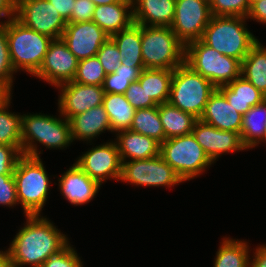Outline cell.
Here are the masks:
<instances>
[{"label": "cell", "instance_id": "48", "mask_svg": "<svg viewBox=\"0 0 266 267\" xmlns=\"http://www.w3.org/2000/svg\"><path fill=\"white\" fill-rule=\"evenodd\" d=\"M0 267H14L8 249L5 251L0 250Z\"/></svg>", "mask_w": 266, "mask_h": 267}, {"label": "cell", "instance_id": "5", "mask_svg": "<svg viewBox=\"0 0 266 267\" xmlns=\"http://www.w3.org/2000/svg\"><path fill=\"white\" fill-rule=\"evenodd\" d=\"M17 200L26 215H41L51 181L41 158L22 155L13 171Z\"/></svg>", "mask_w": 266, "mask_h": 267}, {"label": "cell", "instance_id": "26", "mask_svg": "<svg viewBox=\"0 0 266 267\" xmlns=\"http://www.w3.org/2000/svg\"><path fill=\"white\" fill-rule=\"evenodd\" d=\"M158 114L165 132V140L192 133L197 118L176 108L169 102L158 105Z\"/></svg>", "mask_w": 266, "mask_h": 267}, {"label": "cell", "instance_id": "2", "mask_svg": "<svg viewBox=\"0 0 266 267\" xmlns=\"http://www.w3.org/2000/svg\"><path fill=\"white\" fill-rule=\"evenodd\" d=\"M22 155L40 158L37 143L47 149H65L71 145L72 137L69 120L60 112L57 116L43 113L22 115ZM40 153V154H39Z\"/></svg>", "mask_w": 266, "mask_h": 267}, {"label": "cell", "instance_id": "18", "mask_svg": "<svg viewBox=\"0 0 266 267\" xmlns=\"http://www.w3.org/2000/svg\"><path fill=\"white\" fill-rule=\"evenodd\" d=\"M60 193L74 206L83 205L95 198L101 185L91 179L75 163L58 179Z\"/></svg>", "mask_w": 266, "mask_h": 267}, {"label": "cell", "instance_id": "35", "mask_svg": "<svg viewBox=\"0 0 266 267\" xmlns=\"http://www.w3.org/2000/svg\"><path fill=\"white\" fill-rule=\"evenodd\" d=\"M106 73L97 56L89 57L78 62L77 71L73 79L76 83L102 86Z\"/></svg>", "mask_w": 266, "mask_h": 267}, {"label": "cell", "instance_id": "28", "mask_svg": "<svg viewBox=\"0 0 266 267\" xmlns=\"http://www.w3.org/2000/svg\"><path fill=\"white\" fill-rule=\"evenodd\" d=\"M174 70L144 69L138 78L141 88L157 104L168 102Z\"/></svg>", "mask_w": 266, "mask_h": 267}, {"label": "cell", "instance_id": "52", "mask_svg": "<svg viewBox=\"0 0 266 267\" xmlns=\"http://www.w3.org/2000/svg\"><path fill=\"white\" fill-rule=\"evenodd\" d=\"M260 1H262V0H248L249 5H250V8H251L255 3L260 2Z\"/></svg>", "mask_w": 266, "mask_h": 267}, {"label": "cell", "instance_id": "12", "mask_svg": "<svg viewBox=\"0 0 266 267\" xmlns=\"http://www.w3.org/2000/svg\"><path fill=\"white\" fill-rule=\"evenodd\" d=\"M212 14L207 0H176L174 20L170 26L184 44L202 39Z\"/></svg>", "mask_w": 266, "mask_h": 267}, {"label": "cell", "instance_id": "20", "mask_svg": "<svg viewBox=\"0 0 266 267\" xmlns=\"http://www.w3.org/2000/svg\"><path fill=\"white\" fill-rule=\"evenodd\" d=\"M72 141H86L92 144V140L105 131L111 132L108 114L103 105L88 109L69 119Z\"/></svg>", "mask_w": 266, "mask_h": 267}, {"label": "cell", "instance_id": "46", "mask_svg": "<svg viewBox=\"0 0 266 267\" xmlns=\"http://www.w3.org/2000/svg\"><path fill=\"white\" fill-rule=\"evenodd\" d=\"M16 16V0H0V18L8 21Z\"/></svg>", "mask_w": 266, "mask_h": 267}, {"label": "cell", "instance_id": "24", "mask_svg": "<svg viewBox=\"0 0 266 267\" xmlns=\"http://www.w3.org/2000/svg\"><path fill=\"white\" fill-rule=\"evenodd\" d=\"M217 89L225 96L229 105L233 106L241 115L266 99L265 95L242 76Z\"/></svg>", "mask_w": 266, "mask_h": 267}, {"label": "cell", "instance_id": "32", "mask_svg": "<svg viewBox=\"0 0 266 267\" xmlns=\"http://www.w3.org/2000/svg\"><path fill=\"white\" fill-rule=\"evenodd\" d=\"M11 97L0 106V144L22 149V115L9 112Z\"/></svg>", "mask_w": 266, "mask_h": 267}, {"label": "cell", "instance_id": "22", "mask_svg": "<svg viewBox=\"0 0 266 267\" xmlns=\"http://www.w3.org/2000/svg\"><path fill=\"white\" fill-rule=\"evenodd\" d=\"M115 135L121 162L149 159L160 155V143L153 138L129 129L118 131Z\"/></svg>", "mask_w": 266, "mask_h": 267}, {"label": "cell", "instance_id": "38", "mask_svg": "<svg viewBox=\"0 0 266 267\" xmlns=\"http://www.w3.org/2000/svg\"><path fill=\"white\" fill-rule=\"evenodd\" d=\"M96 56L101 62L106 75L114 73L121 64V54L117 45L111 38L107 39L102 44Z\"/></svg>", "mask_w": 266, "mask_h": 267}, {"label": "cell", "instance_id": "3", "mask_svg": "<svg viewBox=\"0 0 266 267\" xmlns=\"http://www.w3.org/2000/svg\"><path fill=\"white\" fill-rule=\"evenodd\" d=\"M246 20L241 16L212 15L201 40L220 54L242 62L259 41L246 27Z\"/></svg>", "mask_w": 266, "mask_h": 267}, {"label": "cell", "instance_id": "15", "mask_svg": "<svg viewBox=\"0 0 266 267\" xmlns=\"http://www.w3.org/2000/svg\"><path fill=\"white\" fill-rule=\"evenodd\" d=\"M70 52L80 61L96 56L110 38L94 21L67 23L61 36Z\"/></svg>", "mask_w": 266, "mask_h": 267}, {"label": "cell", "instance_id": "8", "mask_svg": "<svg viewBox=\"0 0 266 267\" xmlns=\"http://www.w3.org/2000/svg\"><path fill=\"white\" fill-rule=\"evenodd\" d=\"M217 88L185 63L174 69L168 102L200 119L210 95Z\"/></svg>", "mask_w": 266, "mask_h": 267}, {"label": "cell", "instance_id": "23", "mask_svg": "<svg viewBox=\"0 0 266 267\" xmlns=\"http://www.w3.org/2000/svg\"><path fill=\"white\" fill-rule=\"evenodd\" d=\"M92 21L109 36L118 33L133 23L132 1L95 6Z\"/></svg>", "mask_w": 266, "mask_h": 267}, {"label": "cell", "instance_id": "36", "mask_svg": "<svg viewBox=\"0 0 266 267\" xmlns=\"http://www.w3.org/2000/svg\"><path fill=\"white\" fill-rule=\"evenodd\" d=\"M15 70L12 66L8 40L6 33V21H0V85L6 88L10 93L12 92L13 86V75Z\"/></svg>", "mask_w": 266, "mask_h": 267}, {"label": "cell", "instance_id": "50", "mask_svg": "<svg viewBox=\"0 0 266 267\" xmlns=\"http://www.w3.org/2000/svg\"><path fill=\"white\" fill-rule=\"evenodd\" d=\"M96 6L98 5H106L113 4L120 1H130V0H91Z\"/></svg>", "mask_w": 266, "mask_h": 267}, {"label": "cell", "instance_id": "21", "mask_svg": "<svg viewBox=\"0 0 266 267\" xmlns=\"http://www.w3.org/2000/svg\"><path fill=\"white\" fill-rule=\"evenodd\" d=\"M176 0H133V23L143 26L170 27Z\"/></svg>", "mask_w": 266, "mask_h": 267}, {"label": "cell", "instance_id": "41", "mask_svg": "<svg viewBox=\"0 0 266 267\" xmlns=\"http://www.w3.org/2000/svg\"><path fill=\"white\" fill-rule=\"evenodd\" d=\"M18 205L16 185L13 174H0V205Z\"/></svg>", "mask_w": 266, "mask_h": 267}, {"label": "cell", "instance_id": "49", "mask_svg": "<svg viewBox=\"0 0 266 267\" xmlns=\"http://www.w3.org/2000/svg\"><path fill=\"white\" fill-rule=\"evenodd\" d=\"M11 96L12 93L0 85V106L3 105Z\"/></svg>", "mask_w": 266, "mask_h": 267}, {"label": "cell", "instance_id": "27", "mask_svg": "<svg viewBox=\"0 0 266 267\" xmlns=\"http://www.w3.org/2000/svg\"><path fill=\"white\" fill-rule=\"evenodd\" d=\"M241 76L266 96V47L260 41L241 62Z\"/></svg>", "mask_w": 266, "mask_h": 267}, {"label": "cell", "instance_id": "7", "mask_svg": "<svg viewBox=\"0 0 266 267\" xmlns=\"http://www.w3.org/2000/svg\"><path fill=\"white\" fill-rule=\"evenodd\" d=\"M185 64L216 88L241 76V62L238 59L220 54L201 39L185 45Z\"/></svg>", "mask_w": 266, "mask_h": 267}, {"label": "cell", "instance_id": "6", "mask_svg": "<svg viewBox=\"0 0 266 267\" xmlns=\"http://www.w3.org/2000/svg\"><path fill=\"white\" fill-rule=\"evenodd\" d=\"M141 46L146 69L174 70L185 63V45L171 27L141 25Z\"/></svg>", "mask_w": 266, "mask_h": 267}, {"label": "cell", "instance_id": "30", "mask_svg": "<svg viewBox=\"0 0 266 267\" xmlns=\"http://www.w3.org/2000/svg\"><path fill=\"white\" fill-rule=\"evenodd\" d=\"M266 121V99L251 107L242 119L240 136L247 149H253L264 137Z\"/></svg>", "mask_w": 266, "mask_h": 267}, {"label": "cell", "instance_id": "19", "mask_svg": "<svg viewBox=\"0 0 266 267\" xmlns=\"http://www.w3.org/2000/svg\"><path fill=\"white\" fill-rule=\"evenodd\" d=\"M243 115L229 105L225 96L216 89L209 97L200 120L213 127L240 134Z\"/></svg>", "mask_w": 266, "mask_h": 267}, {"label": "cell", "instance_id": "9", "mask_svg": "<svg viewBox=\"0 0 266 267\" xmlns=\"http://www.w3.org/2000/svg\"><path fill=\"white\" fill-rule=\"evenodd\" d=\"M160 156L183 182L200 176L213 163L192 133L166 139L160 144Z\"/></svg>", "mask_w": 266, "mask_h": 267}, {"label": "cell", "instance_id": "25", "mask_svg": "<svg viewBox=\"0 0 266 267\" xmlns=\"http://www.w3.org/2000/svg\"><path fill=\"white\" fill-rule=\"evenodd\" d=\"M110 38L119 49L122 65L145 68L142 60L141 25L132 23L128 28L111 35Z\"/></svg>", "mask_w": 266, "mask_h": 267}, {"label": "cell", "instance_id": "37", "mask_svg": "<svg viewBox=\"0 0 266 267\" xmlns=\"http://www.w3.org/2000/svg\"><path fill=\"white\" fill-rule=\"evenodd\" d=\"M213 16H241L247 18L250 5L248 0H210Z\"/></svg>", "mask_w": 266, "mask_h": 267}, {"label": "cell", "instance_id": "16", "mask_svg": "<svg viewBox=\"0 0 266 267\" xmlns=\"http://www.w3.org/2000/svg\"><path fill=\"white\" fill-rule=\"evenodd\" d=\"M58 88L60 89L58 112L67 120L103 103L105 93L102 86L71 81Z\"/></svg>", "mask_w": 266, "mask_h": 267}, {"label": "cell", "instance_id": "40", "mask_svg": "<svg viewBox=\"0 0 266 267\" xmlns=\"http://www.w3.org/2000/svg\"><path fill=\"white\" fill-rule=\"evenodd\" d=\"M124 96L136 110L158 106L141 88L138 80L130 84Z\"/></svg>", "mask_w": 266, "mask_h": 267}, {"label": "cell", "instance_id": "17", "mask_svg": "<svg viewBox=\"0 0 266 267\" xmlns=\"http://www.w3.org/2000/svg\"><path fill=\"white\" fill-rule=\"evenodd\" d=\"M192 134L213 164L222 154L247 150L239 133L217 129L200 119L195 122Z\"/></svg>", "mask_w": 266, "mask_h": 267}, {"label": "cell", "instance_id": "42", "mask_svg": "<svg viewBox=\"0 0 266 267\" xmlns=\"http://www.w3.org/2000/svg\"><path fill=\"white\" fill-rule=\"evenodd\" d=\"M22 153L14 146L0 144V174H13Z\"/></svg>", "mask_w": 266, "mask_h": 267}, {"label": "cell", "instance_id": "34", "mask_svg": "<svg viewBox=\"0 0 266 267\" xmlns=\"http://www.w3.org/2000/svg\"><path fill=\"white\" fill-rule=\"evenodd\" d=\"M145 68H133L120 64L114 73L107 74L102 85L104 93L124 94L130 84L137 81Z\"/></svg>", "mask_w": 266, "mask_h": 267}, {"label": "cell", "instance_id": "13", "mask_svg": "<svg viewBox=\"0 0 266 267\" xmlns=\"http://www.w3.org/2000/svg\"><path fill=\"white\" fill-rule=\"evenodd\" d=\"M77 159L75 164L100 185L108 179L120 180L122 162L115 141L92 147Z\"/></svg>", "mask_w": 266, "mask_h": 267}, {"label": "cell", "instance_id": "33", "mask_svg": "<svg viewBox=\"0 0 266 267\" xmlns=\"http://www.w3.org/2000/svg\"><path fill=\"white\" fill-rule=\"evenodd\" d=\"M129 130L153 138L160 144L165 141V132L158 114V106L137 109Z\"/></svg>", "mask_w": 266, "mask_h": 267}, {"label": "cell", "instance_id": "29", "mask_svg": "<svg viewBox=\"0 0 266 267\" xmlns=\"http://www.w3.org/2000/svg\"><path fill=\"white\" fill-rule=\"evenodd\" d=\"M102 105L108 114L111 132L130 129L136 109L130 105L124 94H104Z\"/></svg>", "mask_w": 266, "mask_h": 267}, {"label": "cell", "instance_id": "39", "mask_svg": "<svg viewBox=\"0 0 266 267\" xmlns=\"http://www.w3.org/2000/svg\"><path fill=\"white\" fill-rule=\"evenodd\" d=\"M41 267H83L75 248L69 244L61 252L50 256Z\"/></svg>", "mask_w": 266, "mask_h": 267}, {"label": "cell", "instance_id": "43", "mask_svg": "<svg viewBox=\"0 0 266 267\" xmlns=\"http://www.w3.org/2000/svg\"><path fill=\"white\" fill-rule=\"evenodd\" d=\"M95 6L91 0H75L74 9L67 23L92 21Z\"/></svg>", "mask_w": 266, "mask_h": 267}, {"label": "cell", "instance_id": "1", "mask_svg": "<svg viewBox=\"0 0 266 267\" xmlns=\"http://www.w3.org/2000/svg\"><path fill=\"white\" fill-rule=\"evenodd\" d=\"M26 223L10 242L8 252L14 267H41L70 243L68 237L41 215H26Z\"/></svg>", "mask_w": 266, "mask_h": 267}, {"label": "cell", "instance_id": "51", "mask_svg": "<svg viewBox=\"0 0 266 267\" xmlns=\"http://www.w3.org/2000/svg\"><path fill=\"white\" fill-rule=\"evenodd\" d=\"M261 142L266 143V121H265V132H264V137L262 138V140H261L255 147H257L259 144H261Z\"/></svg>", "mask_w": 266, "mask_h": 267}, {"label": "cell", "instance_id": "10", "mask_svg": "<svg viewBox=\"0 0 266 267\" xmlns=\"http://www.w3.org/2000/svg\"><path fill=\"white\" fill-rule=\"evenodd\" d=\"M121 182L144 187H171L182 183L175 170L159 155L122 162Z\"/></svg>", "mask_w": 266, "mask_h": 267}, {"label": "cell", "instance_id": "45", "mask_svg": "<svg viewBox=\"0 0 266 267\" xmlns=\"http://www.w3.org/2000/svg\"><path fill=\"white\" fill-rule=\"evenodd\" d=\"M247 19L266 25V0L255 3L249 11Z\"/></svg>", "mask_w": 266, "mask_h": 267}, {"label": "cell", "instance_id": "4", "mask_svg": "<svg viewBox=\"0 0 266 267\" xmlns=\"http://www.w3.org/2000/svg\"><path fill=\"white\" fill-rule=\"evenodd\" d=\"M8 48L12 66L34 76L41 67L52 38L25 27L16 18L6 21Z\"/></svg>", "mask_w": 266, "mask_h": 267}, {"label": "cell", "instance_id": "31", "mask_svg": "<svg viewBox=\"0 0 266 267\" xmlns=\"http://www.w3.org/2000/svg\"><path fill=\"white\" fill-rule=\"evenodd\" d=\"M213 267H249V243L225 237L220 242Z\"/></svg>", "mask_w": 266, "mask_h": 267}, {"label": "cell", "instance_id": "47", "mask_svg": "<svg viewBox=\"0 0 266 267\" xmlns=\"http://www.w3.org/2000/svg\"><path fill=\"white\" fill-rule=\"evenodd\" d=\"M253 253L254 255L250 258L249 267H266V245L257 246Z\"/></svg>", "mask_w": 266, "mask_h": 267}, {"label": "cell", "instance_id": "11", "mask_svg": "<svg viewBox=\"0 0 266 267\" xmlns=\"http://www.w3.org/2000/svg\"><path fill=\"white\" fill-rule=\"evenodd\" d=\"M15 18L52 39L61 38L67 22L48 0H16Z\"/></svg>", "mask_w": 266, "mask_h": 267}, {"label": "cell", "instance_id": "44", "mask_svg": "<svg viewBox=\"0 0 266 267\" xmlns=\"http://www.w3.org/2000/svg\"><path fill=\"white\" fill-rule=\"evenodd\" d=\"M67 22L74 9L75 0H48Z\"/></svg>", "mask_w": 266, "mask_h": 267}, {"label": "cell", "instance_id": "14", "mask_svg": "<svg viewBox=\"0 0 266 267\" xmlns=\"http://www.w3.org/2000/svg\"><path fill=\"white\" fill-rule=\"evenodd\" d=\"M79 60L70 52L62 38L53 39L38 72L34 75L56 88L73 81Z\"/></svg>", "mask_w": 266, "mask_h": 267}]
</instances>
